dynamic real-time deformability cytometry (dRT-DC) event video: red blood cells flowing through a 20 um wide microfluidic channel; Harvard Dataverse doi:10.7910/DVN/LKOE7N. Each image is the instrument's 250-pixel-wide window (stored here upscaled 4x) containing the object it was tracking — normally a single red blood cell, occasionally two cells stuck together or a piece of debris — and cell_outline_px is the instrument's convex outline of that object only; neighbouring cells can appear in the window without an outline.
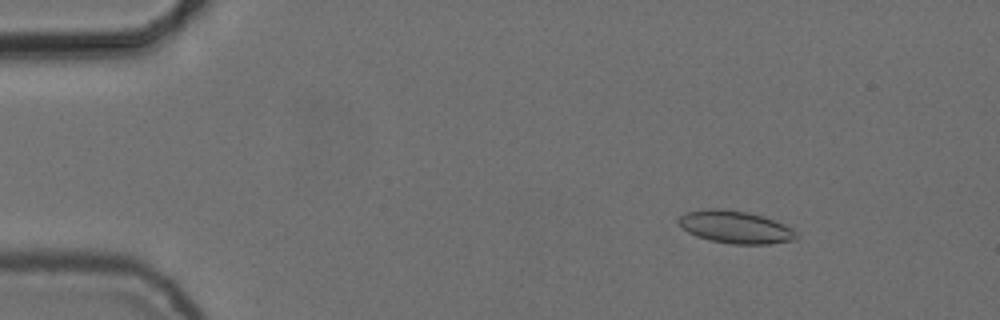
{"species": "common noctule bat (a hibernating species)", "species_latin": "Nyctalus noctula", "temperature_condition": "cold", "stored_images_in_passage": 16, "camera_frame_rate_fps": 3000, "um_per_image_px": 0.085, "animal": {"sex": "female", "body_mass_g": 24.6, "forearm_length_mm": 56.2}, "frame": {"image": 1, "passage_image": 7, "time_ms": 2.0, "image_size_px": [1000, 320], "cell_outline_px": [[796, 240], [768, 244], [732, 244], [712, 240], [696, 236], [688, 232], [676, 220], [684, 212], [708, 208], [716, 208], [748, 212], [764, 216], [784, 224], [792, 228], [796, 232]], "centroid_in_image_um": [62.51, 19.29], "position_along_channel_um": 22.5, "area_um2": 22.31}}
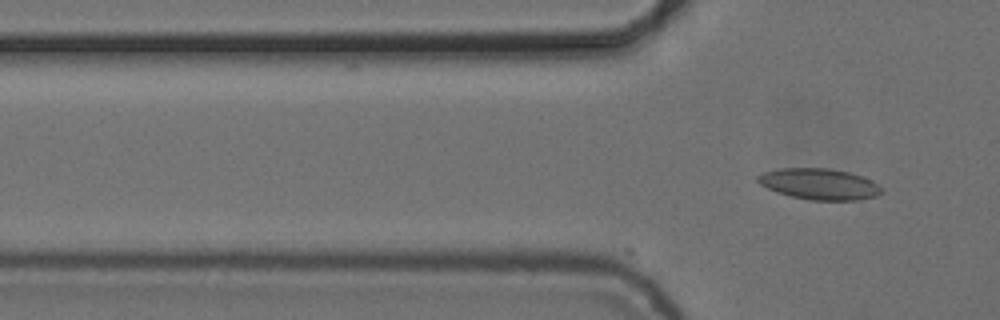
{"frame": {"image": 2, "passage_image": 16, "time_ms": 5.0, "image_size_px": [1000, 320], "cell_outline_px": [[884, 192], [876, 196], [860, 200], [808, 200], [776, 192], [760, 184], [756, 180], [756, 176], [764, 172], [780, 168], [828, 168], [848, 172], [872, 180], [884, 188]], "centroid_in_image_um": [69.67, 15.65], "position_along_channel_um": 56.1, "area_um2": 22.54}}